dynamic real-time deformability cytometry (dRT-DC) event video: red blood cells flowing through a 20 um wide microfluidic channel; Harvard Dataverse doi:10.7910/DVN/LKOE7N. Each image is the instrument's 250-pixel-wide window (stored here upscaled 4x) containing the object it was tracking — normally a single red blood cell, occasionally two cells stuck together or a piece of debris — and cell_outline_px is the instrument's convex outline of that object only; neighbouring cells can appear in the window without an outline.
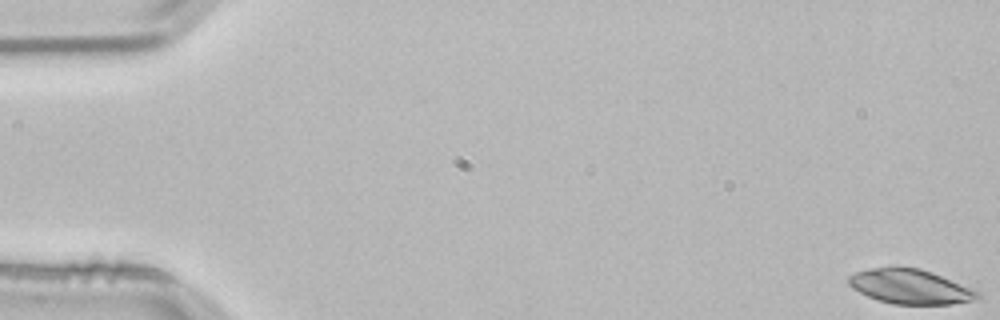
{"species": "common noctule bat (a hibernating species)", "species_latin": "Nyctalus noctula", "temperature_condition": "room temperature", "stored_images_in_passage": 54, "camera_frame_rate_fps": 3000, "um_per_image_px": 0.085, "animal": {"sex": "male", "body_mass_g": 21.5, "forearm_length_mm": 52.0}, "frame": {"image": 1, "passage_image": 1, "time_ms": 0.0, "image_size_px": [1000, 320], "cell_outline_px": [[980, 296], [972, 300], [952, 304], [892, 304], [868, 296], [852, 288], [848, 284], [848, 276], [856, 272], [868, 268], [892, 264], [900, 264], [920, 268], [932, 272], [972, 288], [980, 292]], "centroid_in_image_um": [77.32, 24.31], "position_along_channel_um": 7.7, "area_um2": 26.53}}
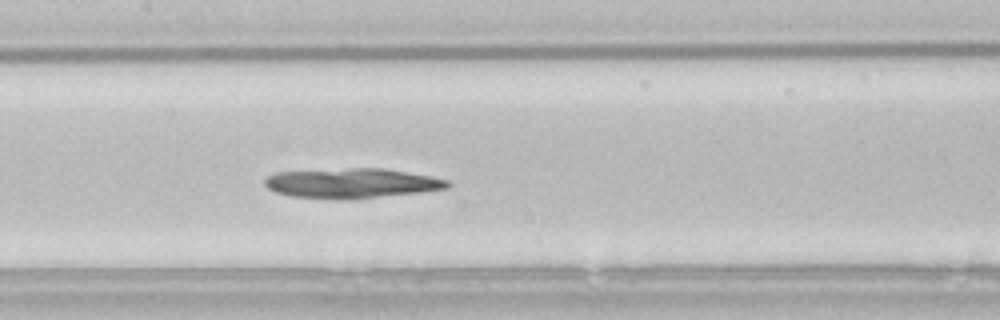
{"frame": {"image": 2, "passage_image": 26, "time_ms": 8.333, "image_size_px": [1000, 320], "cell_outline_px": [[452, 184], [448, 188], [420, 192], [352, 200], [336, 200], [292, 196], [276, 192], [268, 188], [264, 184], [264, 180], [268, 176], [276, 172], [352, 168], [384, 168], [432, 176], [448, 180]], "centroid_in_image_um": [29.92, 15.58], "position_along_channel_um": 177.5, "area_um2": 32.08}}
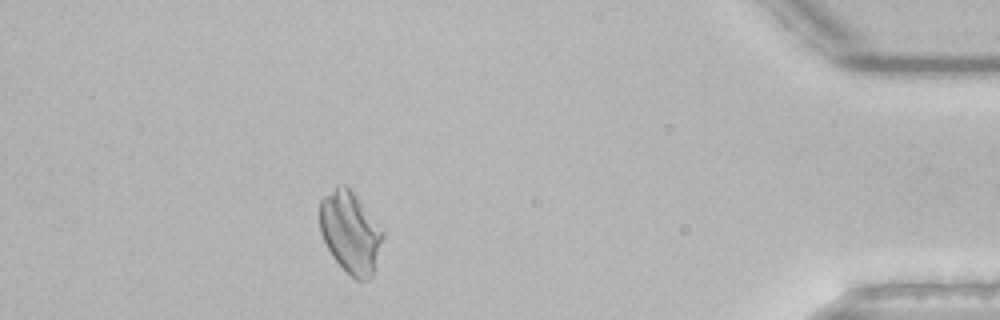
{"frame": {"image": 3, "passage_image": 48, "time_ms": 15.667, "image_size_px": [1000, 320], "cell_outline_px": [[384, 236], [372, 276], [368, 280], [356, 280], [332, 256], [320, 232], [320, 200], [336, 184], [344, 184], [352, 192], [384, 232]], "centroid_in_image_um": [29.77, 19.74], "position_along_channel_um": 405.4, "area_um2": 29.42}}